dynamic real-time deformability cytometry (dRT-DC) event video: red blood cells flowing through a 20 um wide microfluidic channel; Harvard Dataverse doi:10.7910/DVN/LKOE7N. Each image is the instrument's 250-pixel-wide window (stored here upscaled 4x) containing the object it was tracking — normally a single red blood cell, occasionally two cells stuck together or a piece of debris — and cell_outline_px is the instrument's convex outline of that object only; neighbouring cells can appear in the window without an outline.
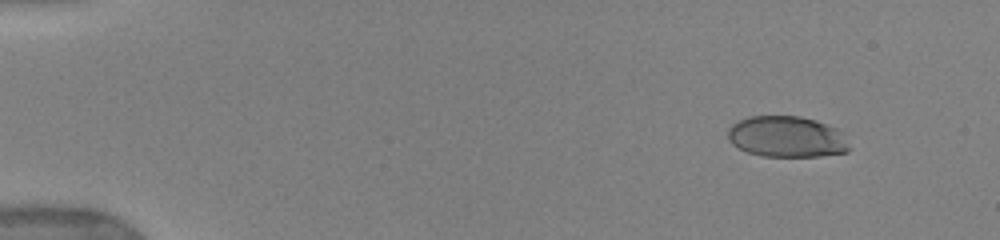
{"species": "human", "species_latin": "Homo sapiens", "temperature_condition": "warm", "stored_images_in_passage": 28, "camera_frame_rate_fps": 3000, "um_per_image_px": 0.085, "donor": {"sex": "female"}, "frame": {"image": 1, "passage_image": 5, "time_ms": 1.667, "image_size_px": [1000, 240], "cell_outline_px": [[852, 148], [848, 152], [820, 156], [760, 156], [748, 152], [732, 144], [728, 140], [728, 128], [732, 124], [748, 116], [800, 116], [816, 120], [828, 124], [836, 128], [840, 132]], "centroid_in_image_um": [66.88, 11.62], "position_along_channel_um": 18.1, "area_um2": 29.19}}
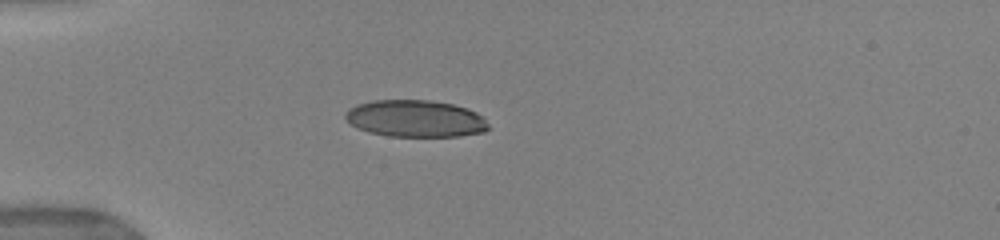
{"frame": {"image": 2, "passage_image": 20, "time_ms": 5.0, "image_size_px": [1000, 240], "cell_outline_px": [[488, 128], [484, 132], [460, 136], [388, 136], [368, 132], [356, 128], [344, 116], [348, 108], [356, 104], [372, 100], [432, 100], [452, 104], [468, 108], [476, 112], [488, 124]], "centroid_in_image_um": [35.28, 10.07], "position_along_channel_um": 49.7, "area_um2": 30.87}}